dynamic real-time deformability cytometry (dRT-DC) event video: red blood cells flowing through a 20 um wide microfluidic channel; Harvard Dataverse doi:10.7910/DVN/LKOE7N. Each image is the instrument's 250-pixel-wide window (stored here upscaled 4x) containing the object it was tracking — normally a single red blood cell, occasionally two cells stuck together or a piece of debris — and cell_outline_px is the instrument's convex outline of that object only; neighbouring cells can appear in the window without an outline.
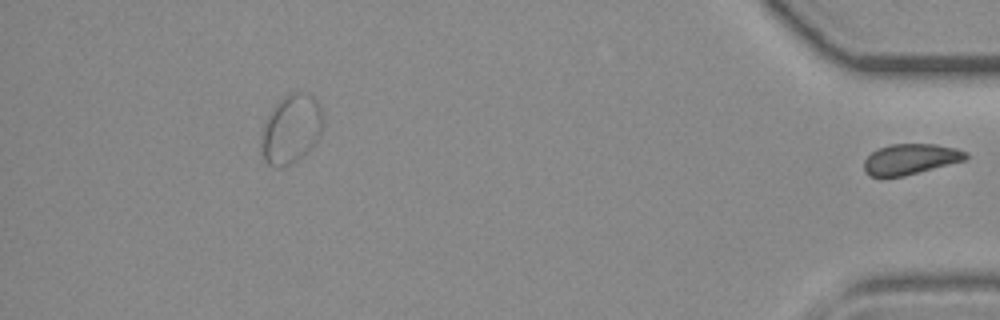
{"species": "common noctule bat (a hibernating species)", "species_latin": "Nyctalus noctula", "temperature_condition": "room temperature", "stored_images_in_passage": 35, "segment_of_instrument_passage": [2, 2], "camera_frame_rate_fps": 3000, "um_per_image_px": 0.085, "animal": {"sex": "female", "body_mass_g": 19.3, "forearm_length_mm": 54.1}, "frame": {"image": 1, "passage_image": 35, "time_ms": 11.333, "image_size_px": [1000, 320], "cell_outline_px": [[968, 156], [964, 160], [904, 176], [880, 180], [864, 172], [864, 160], [872, 152], [880, 148], [892, 144], [936, 144], [956, 148], [968, 152]], "centroid_in_image_um": [77.34, 13.56], "position_along_channel_um": 357.9, "area_um2": 18.38}}